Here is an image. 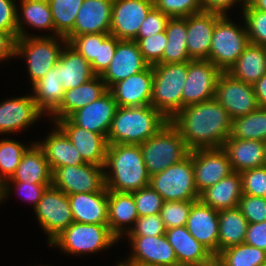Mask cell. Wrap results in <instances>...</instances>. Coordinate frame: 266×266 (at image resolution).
<instances>
[{
  "mask_svg": "<svg viewBox=\"0 0 266 266\" xmlns=\"http://www.w3.org/2000/svg\"><path fill=\"white\" fill-rule=\"evenodd\" d=\"M132 194L139 217L161 212L163 198L150 185L132 192Z\"/></svg>",
  "mask_w": 266,
  "mask_h": 266,
  "instance_id": "681fc988",
  "label": "cell"
},
{
  "mask_svg": "<svg viewBox=\"0 0 266 266\" xmlns=\"http://www.w3.org/2000/svg\"><path fill=\"white\" fill-rule=\"evenodd\" d=\"M195 201L197 200L163 202L160 215L165 228L185 226L190 209Z\"/></svg>",
  "mask_w": 266,
  "mask_h": 266,
  "instance_id": "f6af8a7d",
  "label": "cell"
},
{
  "mask_svg": "<svg viewBox=\"0 0 266 266\" xmlns=\"http://www.w3.org/2000/svg\"><path fill=\"white\" fill-rule=\"evenodd\" d=\"M246 2V0H200L203 11H214L221 14H233L231 9L238 7L237 11L240 12Z\"/></svg>",
  "mask_w": 266,
  "mask_h": 266,
  "instance_id": "680465c9",
  "label": "cell"
},
{
  "mask_svg": "<svg viewBox=\"0 0 266 266\" xmlns=\"http://www.w3.org/2000/svg\"><path fill=\"white\" fill-rule=\"evenodd\" d=\"M242 195L241 175L238 172H233L202 191L199 200L214 210L220 211L238 207Z\"/></svg>",
  "mask_w": 266,
  "mask_h": 266,
  "instance_id": "836d02e7",
  "label": "cell"
},
{
  "mask_svg": "<svg viewBox=\"0 0 266 266\" xmlns=\"http://www.w3.org/2000/svg\"><path fill=\"white\" fill-rule=\"evenodd\" d=\"M153 7L152 0H113L110 34L119 40H134Z\"/></svg>",
  "mask_w": 266,
  "mask_h": 266,
  "instance_id": "e0dca14e",
  "label": "cell"
},
{
  "mask_svg": "<svg viewBox=\"0 0 266 266\" xmlns=\"http://www.w3.org/2000/svg\"><path fill=\"white\" fill-rule=\"evenodd\" d=\"M234 172L265 166L264 143L251 139L228 138L222 146Z\"/></svg>",
  "mask_w": 266,
  "mask_h": 266,
  "instance_id": "4dcf8cb0",
  "label": "cell"
},
{
  "mask_svg": "<svg viewBox=\"0 0 266 266\" xmlns=\"http://www.w3.org/2000/svg\"><path fill=\"white\" fill-rule=\"evenodd\" d=\"M170 122L190 151L222 148L232 125L228 112L215 98L184 106Z\"/></svg>",
  "mask_w": 266,
  "mask_h": 266,
  "instance_id": "6da1fadb",
  "label": "cell"
},
{
  "mask_svg": "<svg viewBox=\"0 0 266 266\" xmlns=\"http://www.w3.org/2000/svg\"><path fill=\"white\" fill-rule=\"evenodd\" d=\"M144 60L149 65L157 64L163 57V52L167 44L165 31L156 33L146 38H135Z\"/></svg>",
  "mask_w": 266,
  "mask_h": 266,
  "instance_id": "c3c4849f",
  "label": "cell"
},
{
  "mask_svg": "<svg viewBox=\"0 0 266 266\" xmlns=\"http://www.w3.org/2000/svg\"><path fill=\"white\" fill-rule=\"evenodd\" d=\"M166 228L160 213L139 217L134 226L125 236H160L164 235Z\"/></svg>",
  "mask_w": 266,
  "mask_h": 266,
  "instance_id": "f5cc1de1",
  "label": "cell"
},
{
  "mask_svg": "<svg viewBox=\"0 0 266 266\" xmlns=\"http://www.w3.org/2000/svg\"><path fill=\"white\" fill-rule=\"evenodd\" d=\"M107 190L132 193L150 184L140 145L109 144L104 165Z\"/></svg>",
  "mask_w": 266,
  "mask_h": 266,
  "instance_id": "7a4b0ae2",
  "label": "cell"
},
{
  "mask_svg": "<svg viewBox=\"0 0 266 266\" xmlns=\"http://www.w3.org/2000/svg\"><path fill=\"white\" fill-rule=\"evenodd\" d=\"M118 105L107 90L97 100L80 108L68 118L77 126L103 136L108 135Z\"/></svg>",
  "mask_w": 266,
  "mask_h": 266,
  "instance_id": "ffe728a7",
  "label": "cell"
},
{
  "mask_svg": "<svg viewBox=\"0 0 266 266\" xmlns=\"http://www.w3.org/2000/svg\"><path fill=\"white\" fill-rule=\"evenodd\" d=\"M218 211L200 200L195 201L186 223L188 232L215 257L218 255Z\"/></svg>",
  "mask_w": 266,
  "mask_h": 266,
  "instance_id": "d4e9b609",
  "label": "cell"
},
{
  "mask_svg": "<svg viewBox=\"0 0 266 266\" xmlns=\"http://www.w3.org/2000/svg\"><path fill=\"white\" fill-rule=\"evenodd\" d=\"M163 201L199 200L195 186L194 167L189 155L177 164L150 177L149 184Z\"/></svg>",
  "mask_w": 266,
  "mask_h": 266,
  "instance_id": "9c48e42d",
  "label": "cell"
},
{
  "mask_svg": "<svg viewBox=\"0 0 266 266\" xmlns=\"http://www.w3.org/2000/svg\"><path fill=\"white\" fill-rule=\"evenodd\" d=\"M149 64L144 60L134 40H119L109 67L101 75L106 88L145 70Z\"/></svg>",
  "mask_w": 266,
  "mask_h": 266,
  "instance_id": "d6986e66",
  "label": "cell"
},
{
  "mask_svg": "<svg viewBox=\"0 0 266 266\" xmlns=\"http://www.w3.org/2000/svg\"><path fill=\"white\" fill-rule=\"evenodd\" d=\"M128 240L129 252L118 264H140L145 266H178L177 257L167 237L160 236H124ZM127 257V258H126Z\"/></svg>",
  "mask_w": 266,
  "mask_h": 266,
  "instance_id": "8fae6325",
  "label": "cell"
},
{
  "mask_svg": "<svg viewBox=\"0 0 266 266\" xmlns=\"http://www.w3.org/2000/svg\"><path fill=\"white\" fill-rule=\"evenodd\" d=\"M154 7L170 18H185L203 11L200 0H154Z\"/></svg>",
  "mask_w": 266,
  "mask_h": 266,
  "instance_id": "7dc6e473",
  "label": "cell"
},
{
  "mask_svg": "<svg viewBox=\"0 0 266 266\" xmlns=\"http://www.w3.org/2000/svg\"><path fill=\"white\" fill-rule=\"evenodd\" d=\"M153 87V66L131 75L112 85L111 92L116 104L120 107H142L151 105Z\"/></svg>",
  "mask_w": 266,
  "mask_h": 266,
  "instance_id": "7402d4cb",
  "label": "cell"
},
{
  "mask_svg": "<svg viewBox=\"0 0 266 266\" xmlns=\"http://www.w3.org/2000/svg\"><path fill=\"white\" fill-rule=\"evenodd\" d=\"M69 44L91 63L97 57L98 33L75 36Z\"/></svg>",
  "mask_w": 266,
  "mask_h": 266,
  "instance_id": "9f6ffc18",
  "label": "cell"
},
{
  "mask_svg": "<svg viewBox=\"0 0 266 266\" xmlns=\"http://www.w3.org/2000/svg\"><path fill=\"white\" fill-rule=\"evenodd\" d=\"M243 216L248 223L266 221V198L243 194L238 203Z\"/></svg>",
  "mask_w": 266,
  "mask_h": 266,
  "instance_id": "816d5d0a",
  "label": "cell"
},
{
  "mask_svg": "<svg viewBox=\"0 0 266 266\" xmlns=\"http://www.w3.org/2000/svg\"><path fill=\"white\" fill-rule=\"evenodd\" d=\"M55 67L59 70L64 91L76 88L95 76L90 63L68 42L64 45Z\"/></svg>",
  "mask_w": 266,
  "mask_h": 266,
  "instance_id": "1f68e13d",
  "label": "cell"
},
{
  "mask_svg": "<svg viewBox=\"0 0 266 266\" xmlns=\"http://www.w3.org/2000/svg\"><path fill=\"white\" fill-rule=\"evenodd\" d=\"M120 240L110 231L108 224L73 222L49 245L58 248L64 256H89L117 246ZM107 249V250H106Z\"/></svg>",
  "mask_w": 266,
  "mask_h": 266,
  "instance_id": "277c9868",
  "label": "cell"
},
{
  "mask_svg": "<svg viewBox=\"0 0 266 266\" xmlns=\"http://www.w3.org/2000/svg\"><path fill=\"white\" fill-rule=\"evenodd\" d=\"M84 0H48L55 36L65 37L74 27L77 13Z\"/></svg>",
  "mask_w": 266,
  "mask_h": 266,
  "instance_id": "b9f144b4",
  "label": "cell"
},
{
  "mask_svg": "<svg viewBox=\"0 0 266 266\" xmlns=\"http://www.w3.org/2000/svg\"><path fill=\"white\" fill-rule=\"evenodd\" d=\"M11 136L0 139V186L10 179L19 165L22 155L34 142L33 140L20 142Z\"/></svg>",
  "mask_w": 266,
  "mask_h": 266,
  "instance_id": "60d3db41",
  "label": "cell"
},
{
  "mask_svg": "<svg viewBox=\"0 0 266 266\" xmlns=\"http://www.w3.org/2000/svg\"><path fill=\"white\" fill-rule=\"evenodd\" d=\"M16 38L9 32L0 30V63L10 64V60L15 58Z\"/></svg>",
  "mask_w": 266,
  "mask_h": 266,
  "instance_id": "91938a15",
  "label": "cell"
},
{
  "mask_svg": "<svg viewBox=\"0 0 266 266\" xmlns=\"http://www.w3.org/2000/svg\"><path fill=\"white\" fill-rule=\"evenodd\" d=\"M228 73L253 85L266 73V47L249 43Z\"/></svg>",
  "mask_w": 266,
  "mask_h": 266,
  "instance_id": "d590c367",
  "label": "cell"
},
{
  "mask_svg": "<svg viewBox=\"0 0 266 266\" xmlns=\"http://www.w3.org/2000/svg\"><path fill=\"white\" fill-rule=\"evenodd\" d=\"M34 266V265H33ZM37 266V265H36ZM38 266H42V264H39ZM43 266H51V265H45V264H43Z\"/></svg>",
  "mask_w": 266,
  "mask_h": 266,
  "instance_id": "03108f58",
  "label": "cell"
},
{
  "mask_svg": "<svg viewBox=\"0 0 266 266\" xmlns=\"http://www.w3.org/2000/svg\"><path fill=\"white\" fill-rule=\"evenodd\" d=\"M223 14L201 11L187 17V51L195 59L208 60L216 22Z\"/></svg>",
  "mask_w": 266,
  "mask_h": 266,
  "instance_id": "cb8c5ba5",
  "label": "cell"
},
{
  "mask_svg": "<svg viewBox=\"0 0 266 266\" xmlns=\"http://www.w3.org/2000/svg\"><path fill=\"white\" fill-rule=\"evenodd\" d=\"M63 36H28L16 39L15 58L25 61L30 87L42 79L59 61L64 45ZM21 57V58H20Z\"/></svg>",
  "mask_w": 266,
  "mask_h": 266,
  "instance_id": "5b68a950",
  "label": "cell"
},
{
  "mask_svg": "<svg viewBox=\"0 0 266 266\" xmlns=\"http://www.w3.org/2000/svg\"><path fill=\"white\" fill-rule=\"evenodd\" d=\"M77 148L86 163L104 167L108 149L107 137L75 125L69 118L54 122Z\"/></svg>",
  "mask_w": 266,
  "mask_h": 266,
  "instance_id": "ac0fdd59",
  "label": "cell"
},
{
  "mask_svg": "<svg viewBox=\"0 0 266 266\" xmlns=\"http://www.w3.org/2000/svg\"><path fill=\"white\" fill-rule=\"evenodd\" d=\"M187 62L153 65L151 105L169 121L182 109Z\"/></svg>",
  "mask_w": 266,
  "mask_h": 266,
  "instance_id": "ba28073f",
  "label": "cell"
},
{
  "mask_svg": "<svg viewBox=\"0 0 266 266\" xmlns=\"http://www.w3.org/2000/svg\"><path fill=\"white\" fill-rule=\"evenodd\" d=\"M178 266H194V265H178Z\"/></svg>",
  "mask_w": 266,
  "mask_h": 266,
  "instance_id": "003e7915",
  "label": "cell"
},
{
  "mask_svg": "<svg viewBox=\"0 0 266 266\" xmlns=\"http://www.w3.org/2000/svg\"><path fill=\"white\" fill-rule=\"evenodd\" d=\"M119 39L110 33H98L97 57L90 63L95 75L101 76L113 59Z\"/></svg>",
  "mask_w": 266,
  "mask_h": 266,
  "instance_id": "bcb514c9",
  "label": "cell"
},
{
  "mask_svg": "<svg viewBox=\"0 0 266 266\" xmlns=\"http://www.w3.org/2000/svg\"><path fill=\"white\" fill-rule=\"evenodd\" d=\"M51 184L52 183L29 184L27 182L5 181L0 186V206L10 199V195L12 196L14 193L18 195L23 202L26 201L27 204H30L34 209L39 203L44 191L48 186H51Z\"/></svg>",
  "mask_w": 266,
  "mask_h": 266,
  "instance_id": "7bdbcfd3",
  "label": "cell"
},
{
  "mask_svg": "<svg viewBox=\"0 0 266 266\" xmlns=\"http://www.w3.org/2000/svg\"><path fill=\"white\" fill-rule=\"evenodd\" d=\"M218 253L244 243L248 221L238 207L218 211Z\"/></svg>",
  "mask_w": 266,
  "mask_h": 266,
  "instance_id": "8d00e7d4",
  "label": "cell"
},
{
  "mask_svg": "<svg viewBox=\"0 0 266 266\" xmlns=\"http://www.w3.org/2000/svg\"><path fill=\"white\" fill-rule=\"evenodd\" d=\"M0 30L18 38L17 0H0Z\"/></svg>",
  "mask_w": 266,
  "mask_h": 266,
  "instance_id": "11a10c76",
  "label": "cell"
},
{
  "mask_svg": "<svg viewBox=\"0 0 266 266\" xmlns=\"http://www.w3.org/2000/svg\"><path fill=\"white\" fill-rule=\"evenodd\" d=\"M170 17L153 7L139 28L136 38H146L166 30Z\"/></svg>",
  "mask_w": 266,
  "mask_h": 266,
  "instance_id": "db71d44e",
  "label": "cell"
},
{
  "mask_svg": "<svg viewBox=\"0 0 266 266\" xmlns=\"http://www.w3.org/2000/svg\"><path fill=\"white\" fill-rule=\"evenodd\" d=\"M33 212L40 229L47 236L48 247L74 222L68 195L52 185L44 191Z\"/></svg>",
  "mask_w": 266,
  "mask_h": 266,
  "instance_id": "30bf717a",
  "label": "cell"
},
{
  "mask_svg": "<svg viewBox=\"0 0 266 266\" xmlns=\"http://www.w3.org/2000/svg\"><path fill=\"white\" fill-rule=\"evenodd\" d=\"M140 148L150 177L179 163L190 153L183 137L170 121L141 143Z\"/></svg>",
  "mask_w": 266,
  "mask_h": 266,
  "instance_id": "52a82bcc",
  "label": "cell"
},
{
  "mask_svg": "<svg viewBox=\"0 0 266 266\" xmlns=\"http://www.w3.org/2000/svg\"><path fill=\"white\" fill-rule=\"evenodd\" d=\"M118 266H145L140 264H118Z\"/></svg>",
  "mask_w": 266,
  "mask_h": 266,
  "instance_id": "be15d7a7",
  "label": "cell"
},
{
  "mask_svg": "<svg viewBox=\"0 0 266 266\" xmlns=\"http://www.w3.org/2000/svg\"><path fill=\"white\" fill-rule=\"evenodd\" d=\"M107 90L101 76L95 75L82 85L65 91L60 106L48 117L49 122L68 118L80 108L97 100Z\"/></svg>",
  "mask_w": 266,
  "mask_h": 266,
  "instance_id": "83f0119b",
  "label": "cell"
},
{
  "mask_svg": "<svg viewBox=\"0 0 266 266\" xmlns=\"http://www.w3.org/2000/svg\"><path fill=\"white\" fill-rule=\"evenodd\" d=\"M248 2L257 10L266 12V0H248Z\"/></svg>",
  "mask_w": 266,
  "mask_h": 266,
  "instance_id": "6125c7cd",
  "label": "cell"
},
{
  "mask_svg": "<svg viewBox=\"0 0 266 266\" xmlns=\"http://www.w3.org/2000/svg\"><path fill=\"white\" fill-rule=\"evenodd\" d=\"M266 251L245 243L229 247L215 257V266H263Z\"/></svg>",
  "mask_w": 266,
  "mask_h": 266,
  "instance_id": "f35d334b",
  "label": "cell"
},
{
  "mask_svg": "<svg viewBox=\"0 0 266 266\" xmlns=\"http://www.w3.org/2000/svg\"><path fill=\"white\" fill-rule=\"evenodd\" d=\"M214 98L226 109L232 120L245 116L260 107L253 85L234 78L228 72L220 73Z\"/></svg>",
  "mask_w": 266,
  "mask_h": 266,
  "instance_id": "5bb4252c",
  "label": "cell"
},
{
  "mask_svg": "<svg viewBox=\"0 0 266 266\" xmlns=\"http://www.w3.org/2000/svg\"><path fill=\"white\" fill-rule=\"evenodd\" d=\"M191 159L195 186L199 194L234 172L222 148L193 150Z\"/></svg>",
  "mask_w": 266,
  "mask_h": 266,
  "instance_id": "2e32d148",
  "label": "cell"
},
{
  "mask_svg": "<svg viewBox=\"0 0 266 266\" xmlns=\"http://www.w3.org/2000/svg\"><path fill=\"white\" fill-rule=\"evenodd\" d=\"M244 243L266 251V221L248 223Z\"/></svg>",
  "mask_w": 266,
  "mask_h": 266,
  "instance_id": "6f0895ef",
  "label": "cell"
},
{
  "mask_svg": "<svg viewBox=\"0 0 266 266\" xmlns=\"http://www.w3.org/2000/svg\"><path fill=\"white\" fill-rule=\"evenodd\" d=\"M167 44L162 59L158 62L183 63L193 60L187 51V17L170 18L166 30Z\"/></svg>",
  "mask_w": 266,
  "mask_h": 266,
  "instance_id": "74e56055",
  "label": "cell"
},
{
  "mask_svg": "<svg viewBox=\"0 0 266 266\" xmlns=\"http://www.w3.org/2000/svg\"><path fill=\"white\" fill-rule=\"evenodd\" d=\"M229 138L251 139L264 141L266 139V107L232 120Z\"/></svg>",
  "mask_w": 266,
  "mask_h": 266,
  "instance_id": "ab89813d",
  "label": "cell"
},
{
  "mask_svg": "<svg viewBox=\"0 0 266 266\" xmlns=\"http://www.w3.org/2000/svg\"><path fill=\"white\" fill-rule=\"evenodd\" d=\"M237 18L223 14L213 30L208 60L221 72H228L250 43L243 18Z\"/></svg>",
  "mask_w": 266,
  "mask_h": 266,
  "instance_id": "8992f818",
  "label": "cell"
},
{
  "mask_svg": "<svg viewBox=\"0 0 266 266\" xmlns=\"http://www.w3.org/2000/svg\"><path fill=\"white\" fill-rule=\"evenodd\" d=\"M30 90L38 109L49 117L60 106L64 97L59 70L54 66L42 79L34 83Z\"/></svg>",
  "mask_w": 266,
  "mask_h": 266,
  "instance_id": "e575fe53",
  "label": "cell"
},
{
  "mask_svg": "<svg viewBox=\"0 0 266 266\" xmlns=\"http://www.w3.org/2000/svg\"><path fill=\"white\" fill-rule=\"evenodd\" d=\"M51 185L67 195L100 192L106 187L104 167L85 163L55 168Z\"/></svg>",
  "mask_w": 266,
  "mask_h": 266,
  "instance_id": "7c38bea8",
  "label": "cell"
},
{
  "mask_svg": "<svg viewBox=\"0 0 266 266\" xmlns=\"http://www.w3.org/2000/svg\"><path fill=\"white\" fill-rule=\"evenodd\" d=\"M254 92L260 107H266V73L253 84Z\"/></svg>",
  "mask_w": 266,
  "mask_h": 266,
  "instance_id": "94428289",
  "label": "cell"
},
{
  "mask_svg": "<svg viewBox=\"0 0 266 266\" xmlns=\"http://www.w3.org/2000/svg\"><path fill=\"white\" fill-rule=\"evenodd\" d=\"M250 43L266 47V12L255 9L248 1L240 11Z\"/></svg>",
  "mask_w": 266,
  "mask_h": 266,
  "instance_id": "ee69618b",
  "label": "cell"
},
{
  "mask_svg": "<svg viewBox=\"0 0 266 266\" xmlns=\"http://www.w3.org/2000/svg\"><path fill=\"white\" fill-rule=\"evenodd\" d=\"M75 222L108 224V190L68 195Z\"/></svg>",
  "mask_w": 266,
  "mask_h": 266,
  "instance_id": "f1b7e54d",
  "label": "cell"
},
{
  "mask_svg": "<svg viewBox=\"0 0 266 266\" xmlns=\"http://www.w3.org/2000/svg\"><path fill=\"white\" fill-rule=\"evenodd\" d=\"M17 1L18 38L28 36H55V26L52 20L48 0ZM32 28L34 30L37 29L38 32H42L44 34L37 32L33 34L28 30H33ZM45 32L48 33L45 34Z\"/></svg>",
  "mask_w": 266,
  "mask_h": 266,
  "instance_id": "603a6c76",
  "label": "cell"
},
{
  "mask_svg": "<svg viewBox=\"0 0 266 266\" xmlns=\"http://www.w3.org/2000/svg\"><path fill=\"white\" fill-rule=\"evenodd\" d=\"M107 212L109 229L121 242L139 218L133 194L108 190Z\"/></svg>",
  "mask_w": 266,
  "mask_h": 266,
  "instance_id": "f546056e",
  "label": "cell"
},
{
  "mask_svg": "<svg viewBox=\"0 0 266 266\" xmlns=\"http://www.w3.org/2000/svg\"><path fill=\"white\" fill-rule=\"evenodd\" d=\"M168 122L169 120L152 105L118 106L107 135L108 144L140 145Z\"/></svg>",
  "mask_w": 266,
  "mask_h": 266,
  "instance_id": "3957f363",
  "label": "cell"
},
{
  "mask_svg": "<svg viewBox=\"0 0 266 266\" xmlns=\"http://www.w3.org/2000/svg\"><path fill=\"white\" fill-rule=\"evenodd\" d=\"M113 0H84L73 29L65 36L69 43L75 36L110 33Z\"/></svg>",
  "mask_w": 266,
  "mask_h": 266,
  "instance_id": "44dd1931",
  "label": "cell"
},
{
  "mask_svg": "<svg viewBox=\"0 0 266 266\" xmlns=\"http://www.w3.org/2000/svg\"><path fill=\"white\" fill-rule=\"evenodd\" d=\"M221 71L209 60L187 62V78L182 91V108L215 97L216 82Z\"/></svg>",
  "mask_w": 266,
  "mask_h": 266,
  "instance_id": "9a60e30c",
  "label": "cell"
},
{
  "mask_svg": "<svg viewBox=\"0 0 266 266\" xmlns=\"http://www.w3.org/2000/svg\"><path fill=\"white\" fill-rule=\"evenodd\" d=\"M242 179L243 194L264 197L266 193V166L243 171Z\"/></svg>",
  "mask_w": 266,
  "mask_h": 266,
  "instance_id": "f907efd6",
  "label": "cell"
},
{
  "mask_svg": "<svg viewBox=\"0 0 266 266\" xmlns=\"http://www.w3.org/2000/svg\"><path fill=\"white\" fill-rule=\"evenodd\" d=\"M44 117L30 92L9 99L7 97L0 102V136L26 132Z\"/></svg>",
  "mask_w": 266,
  "mask_h": 266,
  "instance_id": "4fadbf2b",
  "label": "cell"
},
{
  "mask_svg": "<svg viewBox=\"0 0 266 266\" xmlns=\"http://www.w3.org/2000/svg\"><path fill=\"white\" fill-rule=\"evenodd\" d=\"M50 125L52 131L50 130L44 139H37L36 142L42 148L51 171L58 167L85 164L65 133L55 123L50 122Z\"/></svg>",
  "mask_w": 266,
  "mask_h": 266,
  "instance_id": "4316f807",
  "label": "cell"
},
{
  "mask_svg": "<svg viewBox=\"0 0 266 266\" xmlns=\"http://www.w3.org/2000/svg\"><path fill=\"white\" fill-rule=\"evenodd\" d=\"M264 143V152H265V166H266V139L263 141Z\"/></svg>",
  "mask_w": 266,
  "mask_h": 266,
  "instance_id": "e7e4bbea",
  "label": "cell"
},
{
  "mask_svg": "<svg viewBox=\"0 0 266 266\" xmlns=\"http://www.w3.org/2000/svg\"><path fill=\"white\" fill-rule=\"evenodd\" d=\"M165 236L173 247L178 265L215 266V256L186 229V226L166 229Z\"/></svg>",
  "mask_w": 266,
  "mask_h": 266,
  "instance_id": "484cf974",
  "label": "cell"
},
{
  "mask_svg": "<svg viewBox=\"0 0 266 266\" xmlns=\"http://www.w3.org/2000/svg\"><path fill=\"white\" fill-rule=\"evenodd\" d=\"M7 181L52 183V171L42 148L34 142L22 155L14 174Z\"/></svg>",
  "mask_w": 266,
  "mask_h": 266,
  "instance_id": "d6a6232c",
  "label": "cell"
}]
</instances>
